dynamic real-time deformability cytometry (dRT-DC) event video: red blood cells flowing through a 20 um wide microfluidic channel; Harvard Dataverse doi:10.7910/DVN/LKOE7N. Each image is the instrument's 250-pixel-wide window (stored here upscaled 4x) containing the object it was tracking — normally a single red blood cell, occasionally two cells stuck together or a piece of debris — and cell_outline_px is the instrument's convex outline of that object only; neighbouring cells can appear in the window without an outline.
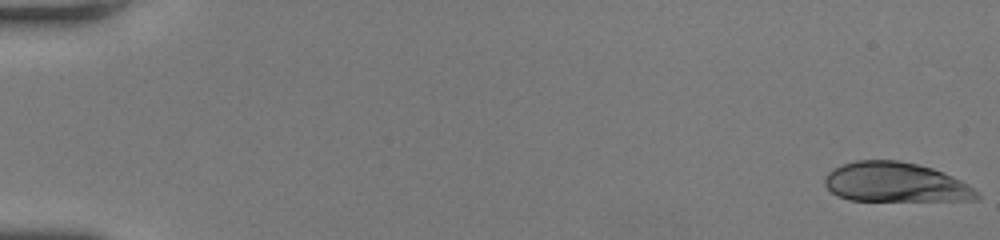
{"species": "human", "species_latin": "Homo sapiens", "temperature_condition": "room temperature", "stored_images_in_passage": 50, "camera_frame_rate_fps": 3000, "um_per_image_px": 0.085, "donor": {"sex": "female"}, "frame": {"image": 1, "passage_image": 1, "time_ms": 0.0, "image_size_px": [1000, 240], "cell_outline_px": [[980, 200], [848, 200], [836, 196], [824, 184], [824, 176], [832, 168], [856, 160], [900, 160], [932, 168], [960, 180], [968, 184], [980, 192]], "centroid_in_image_um": [76.11, 15.5], "position_along_channel_um": 8.9, "area_um2": 35.2}}
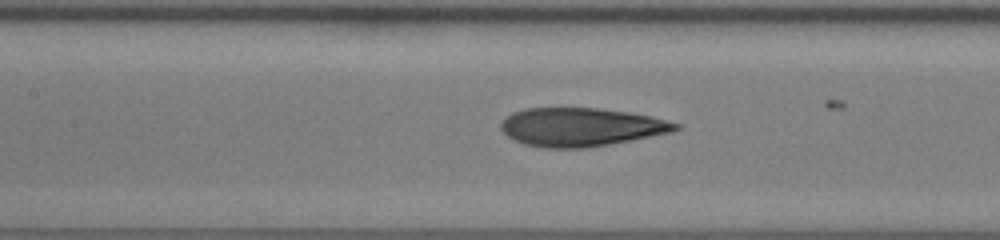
{"frame": {"image": 2, "passage_image": 27, "time_ms": 8.667, "image_size_px": [1000, 240], "cell_outline_px": [[680, 128], [672, 132], [632, 140], [584, 148], [544, 148], [524, 144], [508, 136], [500, 128], [500, 124], [512, 112], [524, 108], [596, 108], [628, 112], [652, 116], [680, 124]], "centroid_in_image_um": [49.39, 10.8], "position_along_channel_um": 158.0, "area_um2": 39.02}}
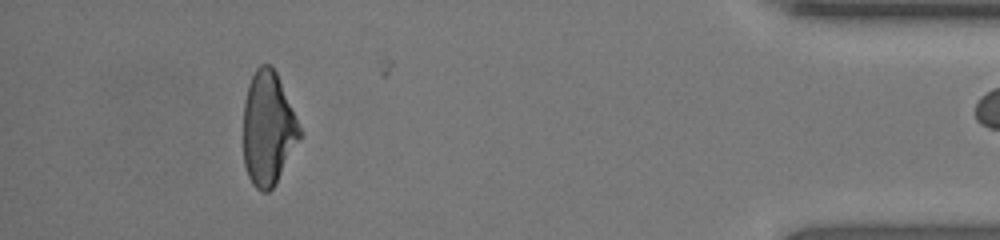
{"frame": {"image": 3, "passage_image": 49, "time_ms": 16.0, "image_size_px": [1000, 240], "cell_outline_px": [[304, 132], [276, 184], [268, 192], [260, 192], [252, 184], [248, 176], [244, 164], [244, 100], [248, 84], [256, 68], [260, 64], [268, 64], [276, 72]], "centroid_in_image_um": [22.8, 10.95], "position_along_channel_um": 412.4, "area_um2": 37.69}}